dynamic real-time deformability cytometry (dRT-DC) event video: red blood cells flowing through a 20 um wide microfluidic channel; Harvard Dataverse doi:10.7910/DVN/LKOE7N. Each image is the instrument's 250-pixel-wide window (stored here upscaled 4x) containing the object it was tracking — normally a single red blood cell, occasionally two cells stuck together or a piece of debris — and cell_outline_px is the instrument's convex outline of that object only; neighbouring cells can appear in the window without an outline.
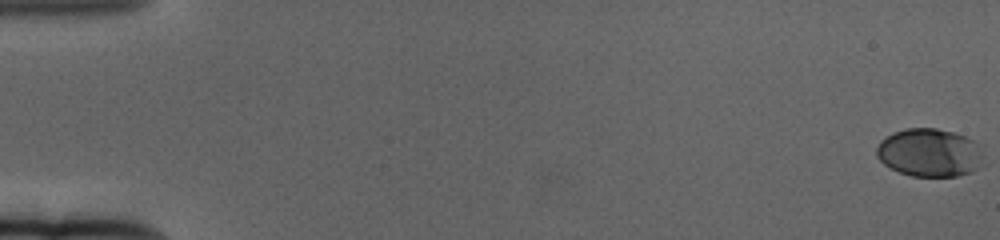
{"species": "human", "species_latin": "Homo sapiens", "temperature_condition": "cold", "stored_images_in_passage": 63, "camera_frame_rate_fps": 3000, "um_per_image_px": 0.085, "donor": {"sex": "female"}, "frame": {"image": 1, "passage_image": 1, "time_ms": 0.0, "image_size_px": [1000, 240], "cell_outline_px": [[984, 164], [972, 172], [956, 176], [912, 176], [900, 172], [884, 164], [876, 156], [876, 148], [880, 140], [892, 132], [904, 128], [936, 128], [952, 132], [964, 136], [980, 144]], "centroid_in_image_um": [79.02, 12.97], "position_along_channel_um": 6.0, "area_um2": 30.29}}
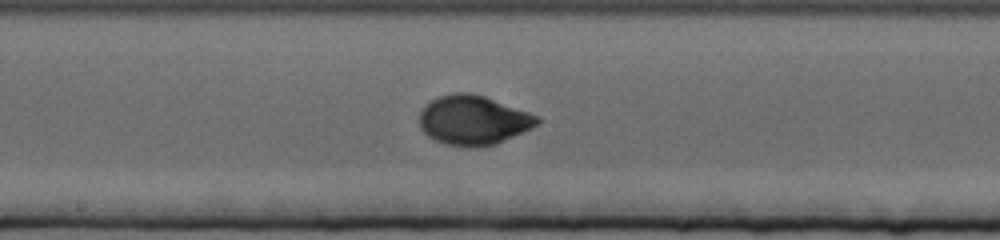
{"frame": {"image": 2, "passage_image": 35, "time_ms": 11.333, "image_size_px": [1000, 240], "cell_outline_px": [[540, 120], [532, 128], [496, 144], [472, 148], [464, 148], [444, 144], [428, 136], [420, 128], [420, 112], [424, 104], [436, 96], [452, 92], [472, 92], [484, 96], [540, 116]], "centroid_in_image_um": [40.19, 10.21], "position_along_channel_um": 208.0, "area_um2": 34.33}}
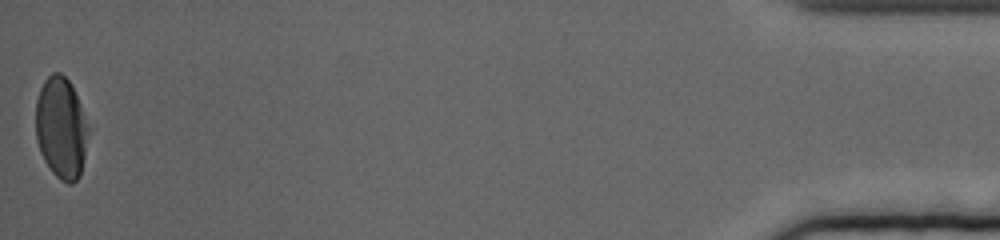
{"frame": {"image": 3, "passage_image": 63, "time_ms": 20.667, "image_size_px": [1000, 240], "cell_outline_px": [[88, 132], [84, 156], [80, 176], [72, 184], [68, 184], [60, 180], [52, 172], [44, 160], [40, 152], [36, 140], [36, 100], [40, 88], [44, 80], [52, 72], [60, 72], [68, 80], [76, 96], [88, 124]], "centroid_in_image_um": [5.18, 10.89], "position_along_channel_um": 430.0, "area_um2": 30.98}, "authors_computed_cell_mechanics": {"area_um2": 31.2698, "velocity_mm_per_s": 3.3188, "shape_relaxation_time_tau1_ms": 3.3158, "shape_relaxation_time_tau2_ms": null, "deformation_change_tau1": 0.1595, "deformation_change_tau2": null}}